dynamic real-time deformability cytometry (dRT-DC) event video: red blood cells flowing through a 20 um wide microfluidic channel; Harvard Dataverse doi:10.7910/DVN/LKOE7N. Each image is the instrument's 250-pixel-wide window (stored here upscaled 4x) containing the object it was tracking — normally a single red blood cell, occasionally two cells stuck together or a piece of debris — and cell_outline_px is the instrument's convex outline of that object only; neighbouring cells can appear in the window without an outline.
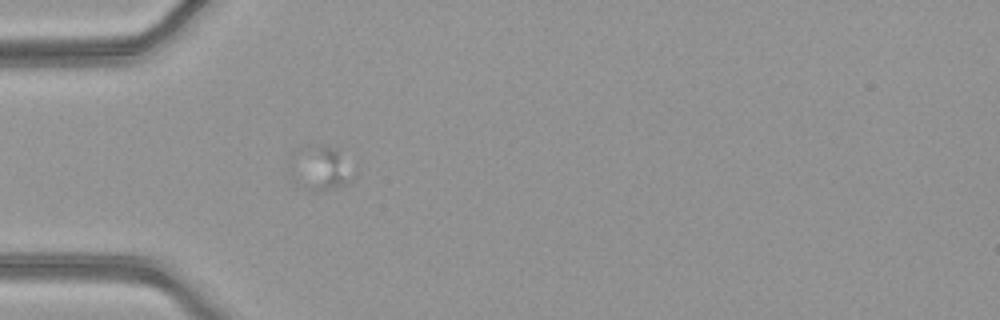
{"species": "common noctule bat (a hibernating species)", "species_latin": "Nyctalus noctula", "temperature_condition": "warm", "stored_images_in_passage": 56, "camera_frame_rate_fps": 3000, "um_per_image_px": 0.085, "animal": {"sex": "female", "body_mass_g": 21.9}, "frame": {"image": 1, "passage_image": 18, "time_ms": 5.667, "image_size_px": [1000, 320], "cell_outline_px": [[356, 176], [348, 184], [324, 192], [312, 192], [292, 184], [288, 180], [316, 148], [324, 144], [336, 148], [356, 172]], "centroid_in_image_um": [27.5, 14.53], "position_along_channel_um": 57.5, "area_um2": 14.68}}
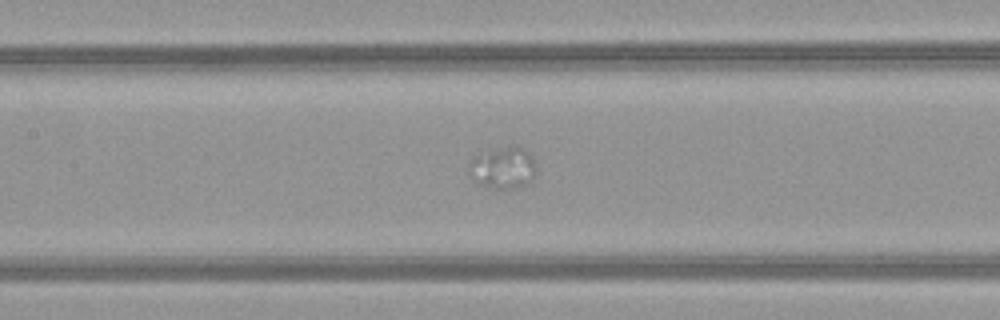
{"frame": {"image": 2, "passage_image": 27, "time_ms": 8.667, "image_size_px": [1000, 320], "cell_outline_px": [[536, 172], [528, 184], [520, 188], [492, 188], [480, 184], [472, 180], [468, 176], [468, 164], [476, 152], [516, 144], [532, 156], [536, 168]], "centroid_in_image_um": [42.7, 14.24], "position_along_channel_um": 164.7, "area_um2": 16.94}}
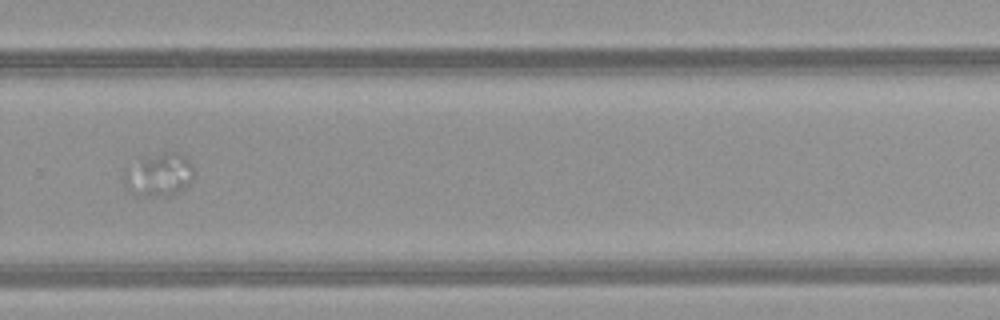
{"frame": {"image": 3, "passage_image": 39, "time_ms": 12.667, "image_size_px": [1000, 320], "cell_outline_px": [[196, 172], [188, 188], [168, 196], [136, 196], [128, 192], [124, 184], [124, 168], [140, 156], [164, 152], [180, 152], [192, 164]], "centroid_in_image_um": [13.49, 14.84], "position_along_channel_um": 316.3, "area_um2": 18.55}}